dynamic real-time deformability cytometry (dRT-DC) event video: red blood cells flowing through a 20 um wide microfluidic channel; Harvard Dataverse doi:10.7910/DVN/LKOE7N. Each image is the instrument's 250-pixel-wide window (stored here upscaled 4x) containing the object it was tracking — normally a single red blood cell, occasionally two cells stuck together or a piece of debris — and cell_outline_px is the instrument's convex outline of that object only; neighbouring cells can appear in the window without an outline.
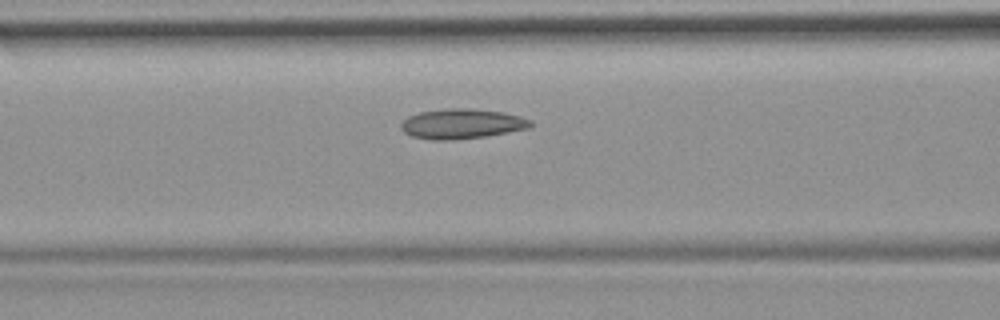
{"species": "common noctule bat (a hibernating species)", "species_latin": "Nyctalus noctula", "temperature_condition": "room temperature", "stored_images_in_passage": 19, "camera_frame_rate_fps": 3000, "um_per_image_px": 0.085, "animal": {"sex": "female", "body_mass_g": 19.9}, "frame": {"image": 1, "passage_image": 11, "time_ms": 3.333, "image_size_px": [1000, 320], "cell_outline_px": [[532, 124], [528, 128], [508, 132], [484, 136], [452, 140], [432, 140], [412, 136], [404, 132], [400, 128], [400, 124], [408, 116], [420, 112], [448, 108], [468, 108], [500, 112], [520, 116], [532, 120]], "centroid_in_image_um": [39.22, 10.52], "position_along_channel_um": 127.4, "area_um2": 22.43}}
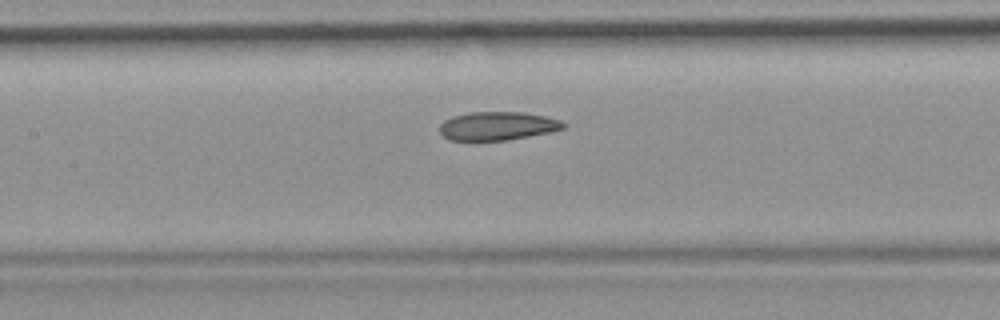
{"frame": {"image": 2, "passage_image": 14, "time_ms": 4.333, "image_size_px": [1000, 320], "cell_outline_px": [[568, 124], [564, 128], [548, 132], [508, 140], [448, 140], [440, 132], [440, 124], [444, 120], [452, 116], [468, 112], [524, 112], [544, 116], [560, 120]], "centroid_in_image_um": [42.27, 10.7], "position_along_channel_um": 165.1, "area_um2": 20.52}}